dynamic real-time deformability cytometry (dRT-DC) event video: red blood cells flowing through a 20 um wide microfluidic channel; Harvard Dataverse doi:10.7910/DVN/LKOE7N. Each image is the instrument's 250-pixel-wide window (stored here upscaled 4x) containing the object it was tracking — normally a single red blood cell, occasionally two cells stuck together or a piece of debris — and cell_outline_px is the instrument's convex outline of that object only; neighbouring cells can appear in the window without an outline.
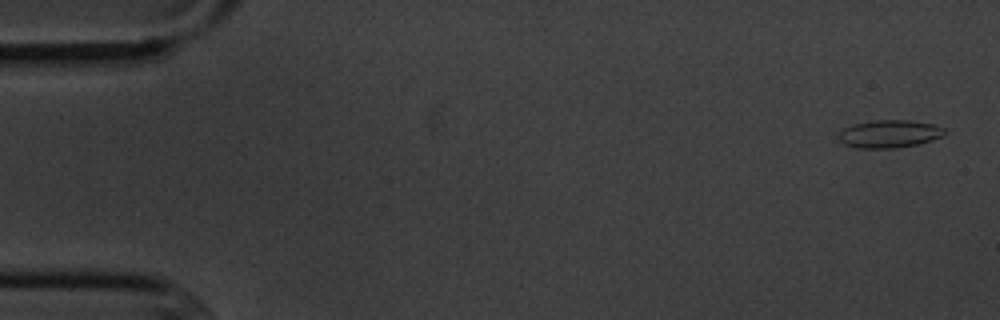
{"species": "common noctule bat (a hibernating species)", "species_latin": "Nyctalus noctula", "temperature_condition": "cold", "stored_images_in_passage": 5, "camera_frame_rate_fps": 3000, "um_per_image_px": 0.085, "animal": {"sex": "male", "body_mass_g": 20.1, "forearm_length_mm": 53.5}, "frame": {"image": 1, "passage_image": 1, "time_ms": 0.0, "image_size_px": [1000, 320], "cell_outline_px": [[948, 132], [932, 140], [916, 144], [896, 148], [856, 148], [844, 144], [836, 136], [844, 128], [852, 124], [872, 120], [908, 120], [932, 124], [944, 128]], "centroid_in_image_um": [75.56, 11.37], "position_along_channel_um": 9.4, "area_um2": 17.17}}
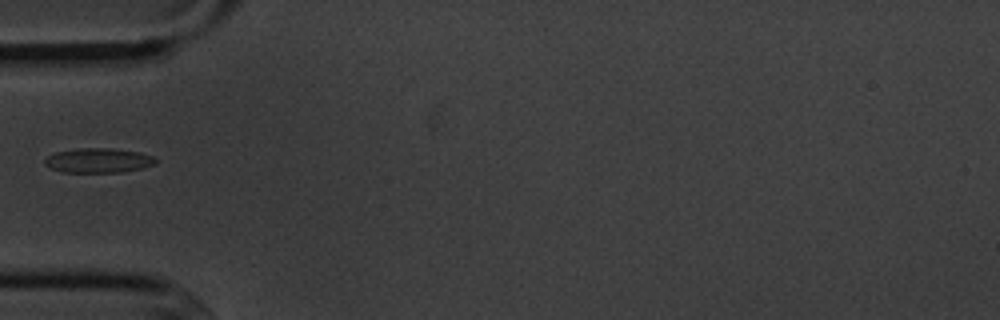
{"frame": {"image": 2, "passage_image": 5, "time_ms": 5.333, "image_size_px": [1000, 320], "cell_outline_px": [[156, 164], [140, 168], [120, 172], [64, 172], [52, 168], [44, 164], [44, 160], [48, 156], [56, 152], [80, 148], [112, 148], [140, 152], [152, 156], [156, 160]], "centroid_in_image_um": [8.36, 13.63], "position_along_channel_um": 76.6, "area_um2": 15.72}}